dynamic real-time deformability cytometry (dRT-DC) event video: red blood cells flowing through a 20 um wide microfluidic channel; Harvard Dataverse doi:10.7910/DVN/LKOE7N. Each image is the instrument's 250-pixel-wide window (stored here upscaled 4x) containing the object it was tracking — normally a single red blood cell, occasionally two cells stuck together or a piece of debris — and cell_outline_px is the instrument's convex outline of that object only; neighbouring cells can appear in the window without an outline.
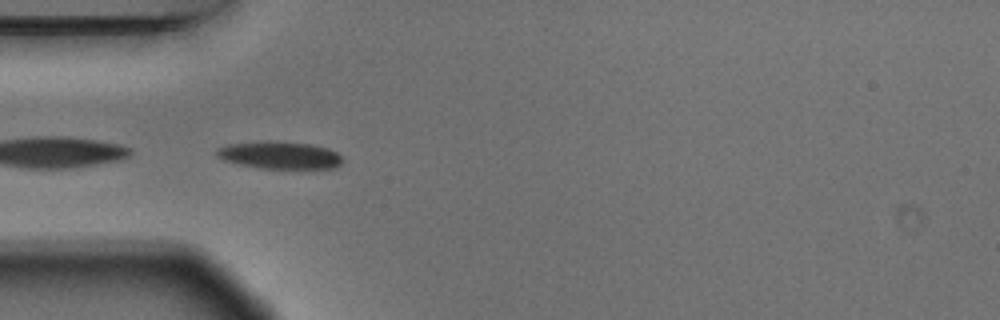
{"species": "Egyptian fruit bat (a non-hibernating species)", "species_latin": "Rousettus aegyptiacus", "temperature_condition": "warm", "stored_images_in_passage": 5, "camera_frame_rate_fps": 3000, "um_per_image_px": 0.085, "animal": {"sex": "male"}, "frame": {"image": 1, "passage_image": 4, "time_ms": 1.0, "image_size_px": [1000, 320], "cell_outline_px": [[344, 160], [336, 168], [260, 168], [240, 164], [224, 160], [216, 156], [216, 148], [228, 144], [308, 144], [328, 148], [336, 152]], "centroid_in_image_um": [23.81, 13.24], "position_along_channel_um": 61.2, "area_um2": 18.9}}